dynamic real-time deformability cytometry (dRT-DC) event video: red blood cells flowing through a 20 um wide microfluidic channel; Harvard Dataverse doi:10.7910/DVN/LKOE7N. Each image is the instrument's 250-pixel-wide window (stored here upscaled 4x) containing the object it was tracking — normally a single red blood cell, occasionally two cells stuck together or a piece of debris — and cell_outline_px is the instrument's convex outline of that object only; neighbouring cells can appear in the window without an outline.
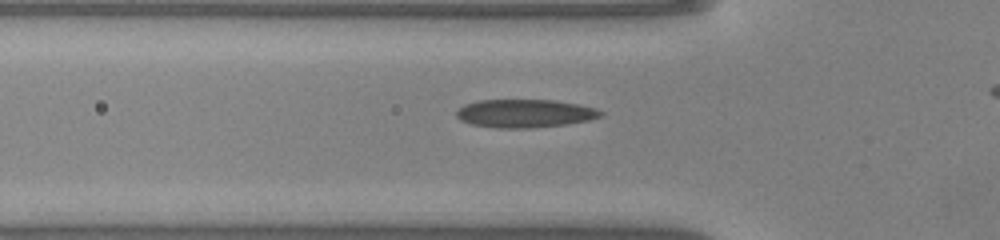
{"species": "common noctule bat (a hibernating species)", "species_latin": "Nyctalus noctula", "temperature_condition": "warm", "stored_images_in_passage": 31, "camera_frame_rate_fps": 3000, "um_per_image_px": 0.085, "animal": {"sex": "male", "body_mass_g": 20.0, "forearm_length_mm": 53.3}, "frame": {"image": 1, "passage_image": 7, "time_ms": 2.0, "image_size_px": [1000, 240], "cell_outline_px": [[604, 116], [588, 120], [568, 124], [532, 128], [496, 128], [472, 124], [460, 120], [456, 116], [456, 112], [464, 104], [476, 100], [556, 100], [596, 108], [604, 112]], "centroid_in_image_um": [44.63, 9.64], "position_along_channel_um": 81.2, "area_um2": 23.87}}
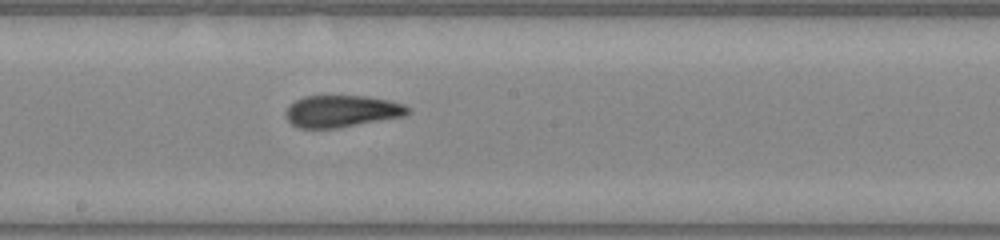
{"frame": {"image": 2, "passage_image": 17, "time_ms": 5.333, "image_size_px": [1000, 240], "cell_outline_px": [[412, 112], [404, 116], [336, 128], [296, 128], [288, 120], [284, 112], [288, 104], [304, 96], [364, 96], [388, 100], [404, 104], [412, 108]], "centroid_in_image_um": [29.04, 9.45], "position_along_channel_um": 219.2, "area_um2": 22.83}}
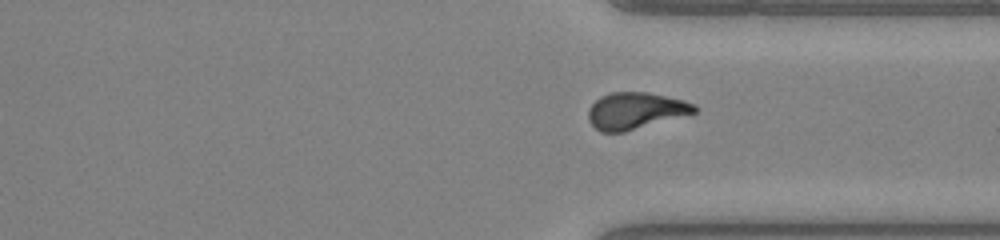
{"frame": {"image": 3, "passage_image": 27, "time_ms": 8.667, "image_size_px": [1000, 240], "cell_outline_px": [[700, 108], [696, 112], [624, 132], [600, 132], [588, 120], [588, 108], [600, 96], [612, 92], [648, 92], [684, 100], [696, 104]], "centroid_in_image_um": [54.02, 9.4], "position_along_channel_um": 357.4, "area_um2": 22.66}}